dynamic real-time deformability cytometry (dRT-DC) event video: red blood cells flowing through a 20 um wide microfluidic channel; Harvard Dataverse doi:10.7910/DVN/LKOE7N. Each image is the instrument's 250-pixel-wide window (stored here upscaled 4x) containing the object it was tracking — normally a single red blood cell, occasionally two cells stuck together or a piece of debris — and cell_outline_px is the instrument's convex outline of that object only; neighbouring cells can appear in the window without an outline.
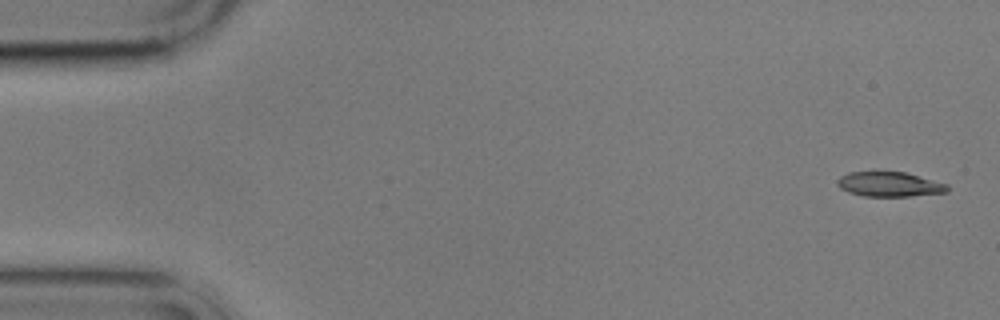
{"species": "common noctule bat (a hibernating species)", "species_latin": "Nyctalus noctula", "temperature_condition": "cold", "stored_images_in_passage": 5, "camera_frame_rate_fps": 3000, "um_per_image_px": 0.085, "animal": {"sex": "male", "body_mass_g": 17.9}, "frame": {"image": 1, "passage_image": 1, "time_ms": 0.0, "image_size_px": [1000, 320], "cell_outline_px": [[948, 192], [912, 196], [864, 196], [848, 192], [840, 188], [836, 184], [836, 180], [840, 176], [848, 172], [904, 172], [948, 184]], "centroid_in_image_um": [75.58, 15.67], "position_along_channel_um": 9.4, "area_um2": 15.84}}
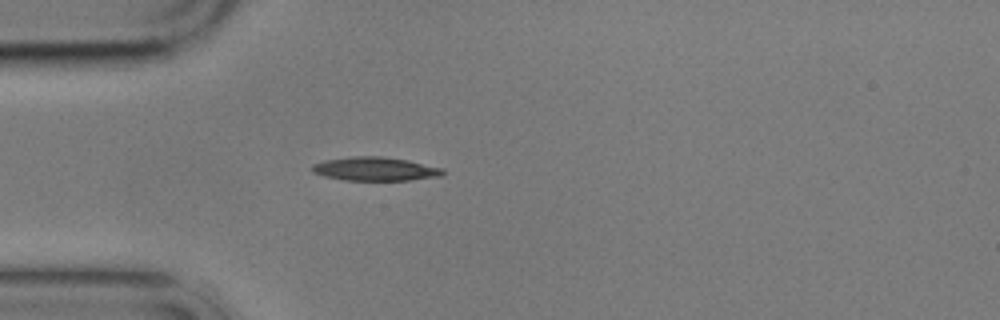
{"frame": {"image": 2, "passage_image": 5, "time_ms": 4.667, "image_size_px": [1000, 320], "cell_outline_px": [[444, 172], [440, 176], [408, 180], [344, 180], [324, 176], [312, 172], [312, 164], [324, 160], [348, 156], [380, 156], [408, 160], [444, 168]], "centroid_in_image_um": [31.86, 14.35], "position_along_channel_um": 53.1, "area_um2": 18.09}}